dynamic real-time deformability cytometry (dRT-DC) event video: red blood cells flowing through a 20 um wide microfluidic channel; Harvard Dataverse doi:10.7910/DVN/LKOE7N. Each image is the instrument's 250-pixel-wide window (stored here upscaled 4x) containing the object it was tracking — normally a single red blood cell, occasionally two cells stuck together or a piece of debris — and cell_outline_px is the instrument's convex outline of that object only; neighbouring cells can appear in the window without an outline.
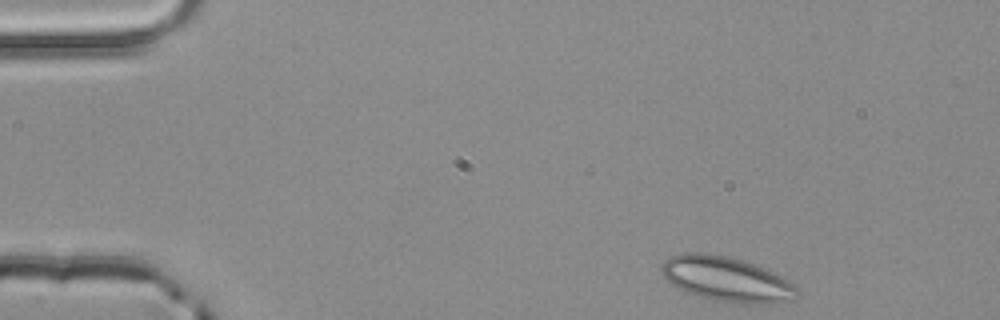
{"species": "common noctule bat (a hibernating species)", "species_latin": "Nyctalus noctula", "temperature_condition": "room temperature", "stored_images_in_passage": 3, "camera_frame_rate_fps": 3000, "um_per_image_px": 0.085, "animal": {"sex": "male", "body_mass_g": 20.4}, "frame": {"image": 1, "passage_image": 1, "time_ms": 0.0, "image_size_px": [1000, 320], "cell_outline_px": [[800, 292], [792, 300], [772, 304], [748, 304], [712, 300], [684, 292], [676, 288], [664, 276], [660, 268], [660, 264], [664, 260], [672, 256], [684, 252], [704, 252], [728, 256], [744, 260], [756, 264], [788, 280], [800, 288]], "centroid_in_image_um": [61.77, 23.73], "position_along_channel_um": 23.2, "area_um2": 35.95}}